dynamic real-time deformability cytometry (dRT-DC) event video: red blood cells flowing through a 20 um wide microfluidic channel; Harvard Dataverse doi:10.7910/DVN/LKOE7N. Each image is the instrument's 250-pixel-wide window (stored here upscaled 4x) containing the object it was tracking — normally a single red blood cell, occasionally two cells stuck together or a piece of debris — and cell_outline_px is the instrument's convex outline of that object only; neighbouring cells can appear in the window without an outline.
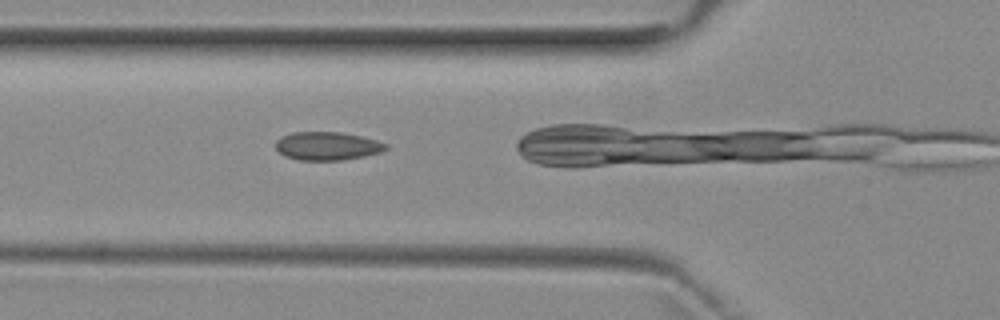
{"species": "common noctule bat (a hibernating species)", "species_latin": "Nyctalus noctula", "temperature_condition": "room temperature", "stored_images_in_passage": 3, "camera_frame_rate_fps": 3000, "um_per_image_px": 0.085, "animal": {"sex": "female", "body_mass_g": 29.2, "forearm_length_mm": 56.3}, "frame": {"image": 1, "passage_image": 2, "time_ms": 2.0, "image_size_px": [1000, 320], "cell_outline_px": [[388, 148], [380, 152], [364, 156], [340, 160], [300, 160], [284, 156], [276, 148], [276, 140], [280, 136], [292, 132], [340, 132], [360, 136], [376, 140], [388, 144]], "centroid_in_image_um": [27.8, 12.4], "position_along_channel_um": 98.0, "area_um2": 18.15}}